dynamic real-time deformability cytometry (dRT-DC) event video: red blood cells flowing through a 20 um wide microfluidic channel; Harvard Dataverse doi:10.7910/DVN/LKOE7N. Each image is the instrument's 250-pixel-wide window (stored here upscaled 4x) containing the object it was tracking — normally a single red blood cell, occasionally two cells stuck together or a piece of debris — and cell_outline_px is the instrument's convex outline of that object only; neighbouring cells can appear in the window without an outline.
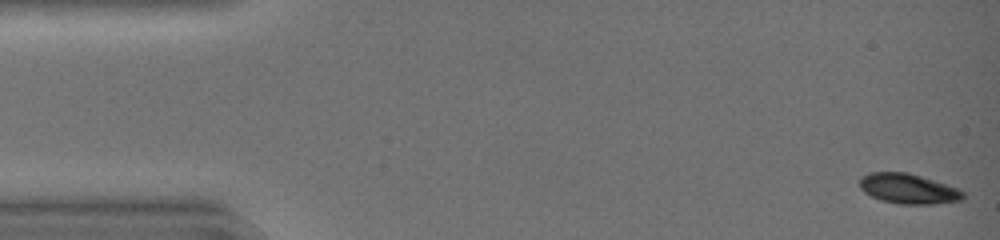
{"species": "common noctule bat (a hibernating species)", "species_latin": "Nyctalus noctula", "temperature_condition": "warm", "stored_images_in_passage": 44, "camera_frame_rate_fps": 3000, "um_per_image_px": 0.085, "animal": {"sex": "female", "body_mass_g": 19.0, "forearm_length_mm": 51.5}, "frame": {"image": 1, "passage_image": 1, "time_ms": 0.0, "image_size_px": [1000, 240], "cell_outline_px": [[964, 200], [932, 204], [900, 204], [880, 200], [864, 192], [860, 188], [860, 176], [872, 172], [908, 172], [960, 188], [964, 192]], "centroid_in_image_um": [77.23, 16.04], "position_along_channel_um": 7.8, "area_um2": 18.26}}
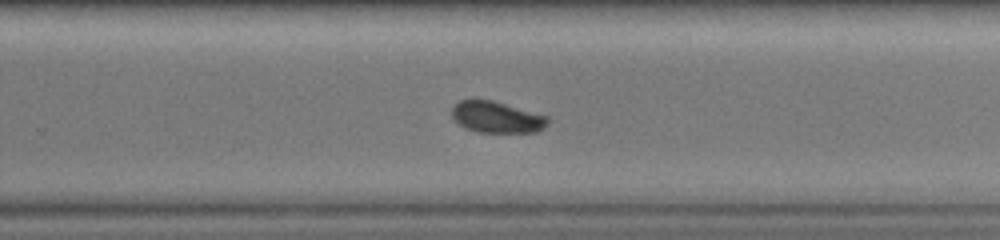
{"frame": {"image": 2, "passage_image": 29, "time_ms": 9.333, "image_size_px": [1000, 240], "cell_outline_px": [[548, 124], [544, 128], [536, 132], [476, 132], [464, 128], [452, 120], [452, 104], [460, 100], [492, 100], [548, 116]], "centroid_in_image_um": [42.18, 9.96], "position_along_channel_um": 287.6, "area_um2": 17.69}}
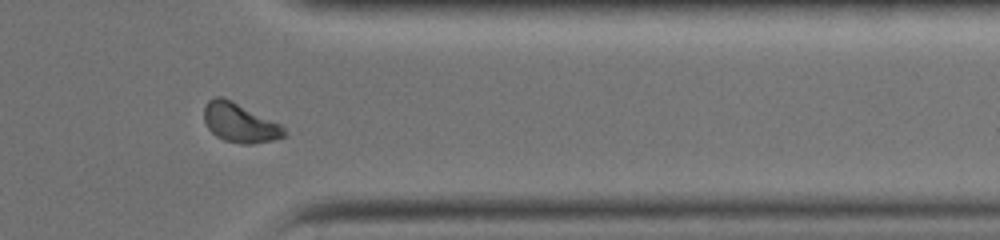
{"frame": {"image": 3, "passage_image": 36, "time_ms": 11.667, "image_size_px": [1000, 240], "cell_outline_px": [[288, 136], [272, 140], [252, 144], [240, 144], [224, 140], [216, 136], [208, 128], [204, 120], [204, 104], [208, 100], [216, 96], [224, 96], [284, 124], [288, 132]], "centroid_in_image_um": [20.44, 10.42], "position_along_channel_um": 391.0, "area_um2": 19.02}, "authors_computed_cell_mechanics": {"area_um2": 19.074, "velocity_mm_per_s": 4.4181, "shape_relaxation_time_tau1_ms": 1.7954, "shape_relaxation_time_tau2_ms": null, "deformation_change_tau1": 0.0735, "deformation_change_tau2": null}}